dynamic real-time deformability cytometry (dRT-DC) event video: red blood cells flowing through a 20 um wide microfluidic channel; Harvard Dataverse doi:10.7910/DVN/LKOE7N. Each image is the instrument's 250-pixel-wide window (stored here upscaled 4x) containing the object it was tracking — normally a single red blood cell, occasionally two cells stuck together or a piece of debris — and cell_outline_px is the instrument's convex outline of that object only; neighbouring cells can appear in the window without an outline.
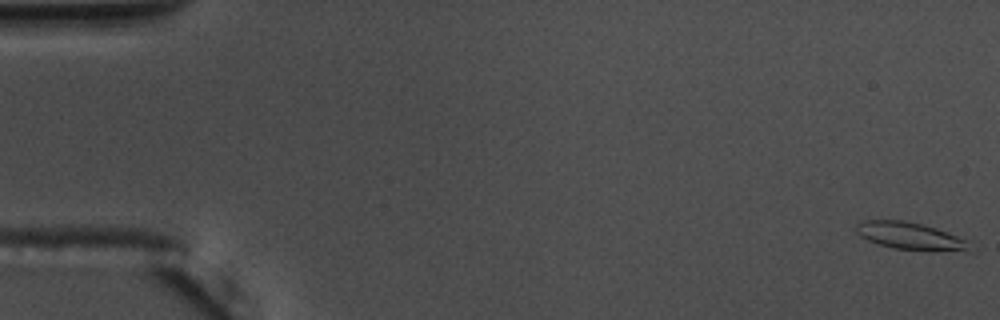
{"species": "common noctule bat (a hibernating species)", "species_latin": "Nyctalus noctula", "temperature_condition": "warm", "stored_images_in_passage": 10, "camera_frame_rate_fps": 3000, "um_per_image_px": 0.085, "animal": {"sex": "male", "body_mass_g": 17.5, "forearm_length_mm": 52.3}, "frame": {"image": 1, "passage_image": 1, "time_ms": 0.0, "image_size_px": [1000, 320], "cell_outline_px": [[964, 248], [896, 248], [880, 244], [868, 240], [860, 236], [856, 232], [856, 224], [864, 220], [904, 220], [936, 228], [956, 236], [964, 240]], "centroid_in_image_um": [77.08, 19.96], "position_along_channel_um": 7.9, "area_um2": 16.3}}